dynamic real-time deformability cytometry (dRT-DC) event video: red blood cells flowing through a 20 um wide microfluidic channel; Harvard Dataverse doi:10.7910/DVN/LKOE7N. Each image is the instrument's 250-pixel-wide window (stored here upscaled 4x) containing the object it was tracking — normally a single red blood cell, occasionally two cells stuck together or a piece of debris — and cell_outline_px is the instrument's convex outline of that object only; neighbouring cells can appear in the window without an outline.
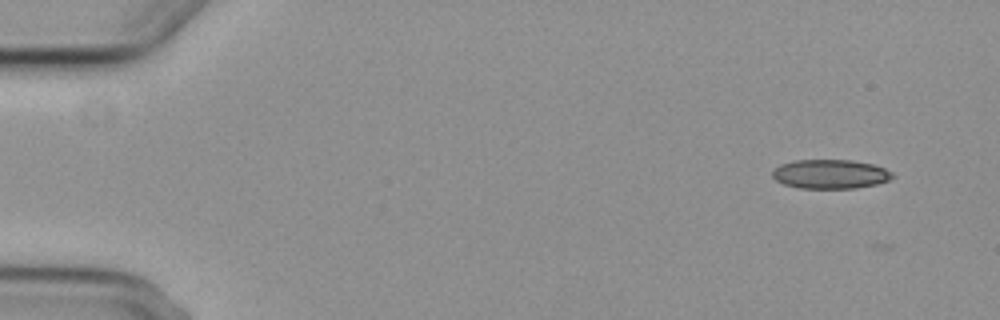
{"species": "common noctule bat (a hibernating species)", "species_latin": "Nyctalus noctula", "temperature_condition": "cold", "stored_images_in_passage": 6, "camera_frame_rate_fps": 3000, "um_per_image_px": 0.085, "animal": {"sex": "female", "body_mass_g": 29.2, "forearm_length_mm": 56.3}, "frame": {"image": 1, "passage_image": 1, "time_ms": 0.0, "image_size_px": [1000, 320], "cell_outline_px": [[896, 176], [888, 180], [876, 184], [856, 188], [800, 188], [784, 184], [776, 180], [772, 176], [772, 172], [780, 164], [796, 160], [852, 160], [872, 164], [884, 168], [892, 172]], "centroid_in_image_um": [70.59, 14.79], "position_along_channel_um": 14.4, "area_um2": 20.35}}
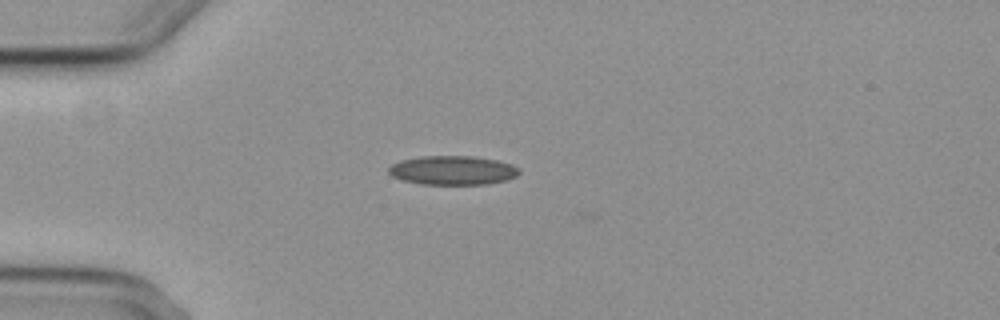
{"frame": {"image": 2, "passage_image": 4, "time_ms": 3.667, "image_size_px": [1000, 320], "cell_outline_px": [[520, 172], [516, 176], [504, 180], [488, 184], [420, 184], [400, 180], [392, 176], [388, 172], [388, 168], [392, 164], [400, 160], [424, 156], [472, 156], [496, 160], [512, 164]], "centroid_in_image_um": [38.43, 14.48], "position_along_channel_um": 46.6, "area_um2": 22.02}}
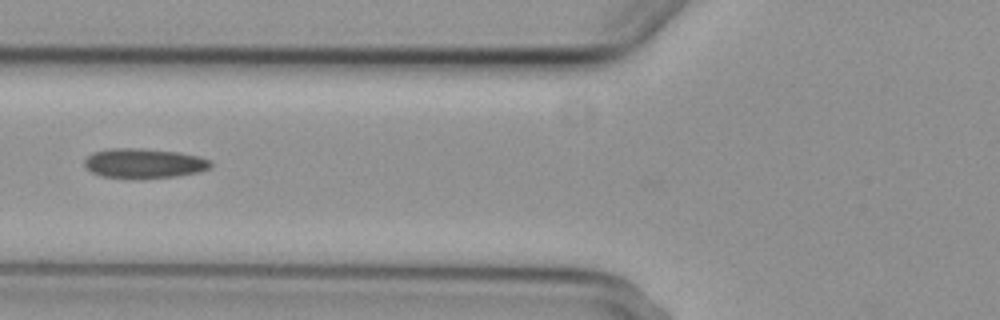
{"frame": {"image": 3, "passage_image": 6, "time_ms": 6.0, "image_size_px": [1000, 320], "cell_outline_px": [[212, 168], [200, 172], [176, 176], [140, 180], [100, 176], [92, 172], [84, 164], [84, 160], [92, 152], [108, 148], [144, 148], [180, 152], [200, 156], [212, 160]], "centroid_in_image_um": [12.28, 13.89], "position_along_channel_um": 113.5, "area_um2": 22.6}}